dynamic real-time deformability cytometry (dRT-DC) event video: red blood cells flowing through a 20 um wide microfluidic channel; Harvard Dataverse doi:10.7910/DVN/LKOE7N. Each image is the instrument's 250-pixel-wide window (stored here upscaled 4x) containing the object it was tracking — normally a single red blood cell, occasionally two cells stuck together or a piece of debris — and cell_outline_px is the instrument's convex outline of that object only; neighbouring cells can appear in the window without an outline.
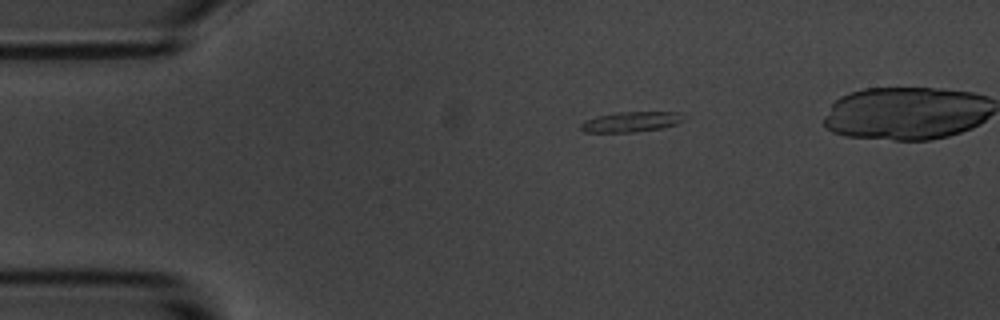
{"species": "common noctule bat (a hibernating species)", "species_latin": "Nyctalus noctula", "temperature_condition": "room temperature", "stored_images_in_passage": 3, "camera_frame_rate_fps": 3000, "um_per_image_px": 0.085, "animal": {"sex": "male", "body_mass_g": 20.1, "forearm_length_mm": 53.5}, "frame": {"image": 1, "passage_image": 1, "time_ms": 0.0, "image_size_px": [1000, 320], "cell_outline_px": [[688, 116], [684, 120], [676, 124], [660, 128], [636, 132], [584, 132], [580, 128], [580, 124], [584, 120], [596, 116], [616, 112], [676, 112]], "centroid_in_image_um": [53.64, 10.35], "position_along_channel_um": 31.4, "area_um2": 12.25}}